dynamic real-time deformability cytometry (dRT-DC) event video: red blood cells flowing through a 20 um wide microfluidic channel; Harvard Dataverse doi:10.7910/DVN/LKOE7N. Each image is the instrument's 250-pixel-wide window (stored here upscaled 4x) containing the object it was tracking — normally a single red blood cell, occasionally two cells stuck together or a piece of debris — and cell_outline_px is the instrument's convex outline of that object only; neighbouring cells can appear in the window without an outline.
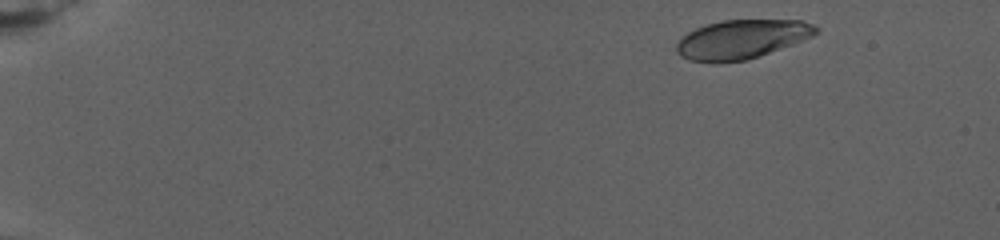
{"species": "human", "species_latin": "Homo sapiens", "temperature_condition": "warm", "stored_images_in_passage": 45, "camera_frame_rate_fps": 3000, "um_per_image_px": 0.085, "donor": {"sex": "female"}, "frame": {"image": 1, "passage_image": 2, "time_ms": 0.667, "image_size_px": [1000, 240], "cell_outline_px": [[820, 32], [812, 36], [792, 44], [760, 56], [748, 60], [716, 64], [712, 64], [688, 60], [680, 56], [676, 52], [676, 44], [688, 32], [696, 28], [708, 24], [724, 20], [800, 20], [812, 24], [820, 28]], "centroid_in_image_um": [63.03, 3.36], "position_along_channel_um": 22.0, "area_um2": 31.96}}
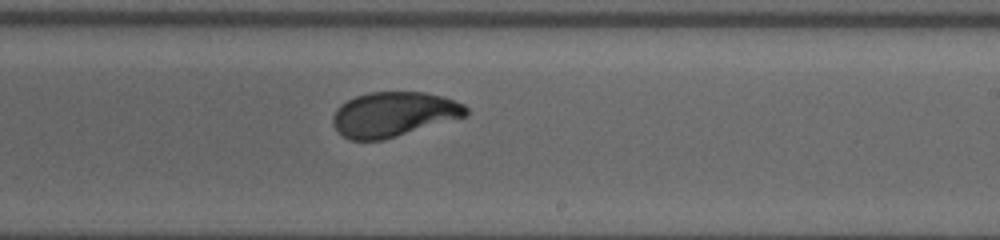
{"frame": {"image": 2, "passage_image": 24, "time_ms": 14.667, "image_size_px": [1000, 240], "cell_outline_px": [[468, 116], [384, 140], [352, 140], [344, 136], [332, 124], [332, 116], [336, 108], [340, 104], [356, 96], [368, 92], [424, 92], [440, 96], [464, 104], [468, 108]], "centroid_in_image_um": [33.46, 9.72], "position_along_channel_um": 255.5, "area_um2": 34.8}}
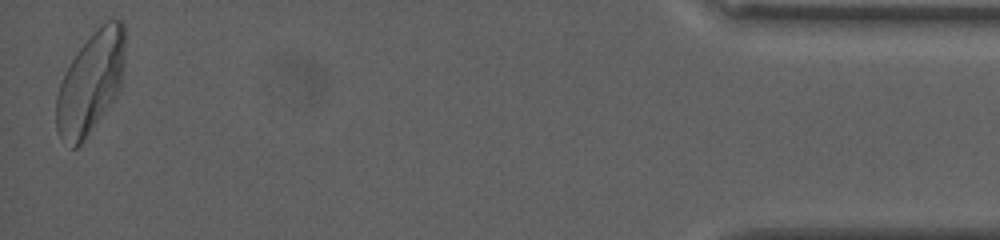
{"frame": {"image": 3, "passage_image": 45, "time_ms": 24.0, "image_size_px": [1000, 240], "cell_outline_px": [[124, 64], [120, 88], [112, 100], [80, 144], [76, 148], [72, 148], [60, 136], [56, 128], [56, 96], [60, 84], [72, 60], [80, 48], [108, 20], [120, 20], [124, 24]], "centroid_in_image_um": [7.69, 7.05], "position_along_channel_um": 427.5, "area_um2": 39.25}, "authors_computed_cell_mechanics": {"area_um2": 34.9112, "velocity_mm_per_s": 2.645, "shape_relaxation_time_tau1_ms": 4.8671, "shape_relaxation_time_tau2_ms": 1.2652, "deformation_change_tau1": 0.1714, "deformation_change_tau2": 0.0618}}